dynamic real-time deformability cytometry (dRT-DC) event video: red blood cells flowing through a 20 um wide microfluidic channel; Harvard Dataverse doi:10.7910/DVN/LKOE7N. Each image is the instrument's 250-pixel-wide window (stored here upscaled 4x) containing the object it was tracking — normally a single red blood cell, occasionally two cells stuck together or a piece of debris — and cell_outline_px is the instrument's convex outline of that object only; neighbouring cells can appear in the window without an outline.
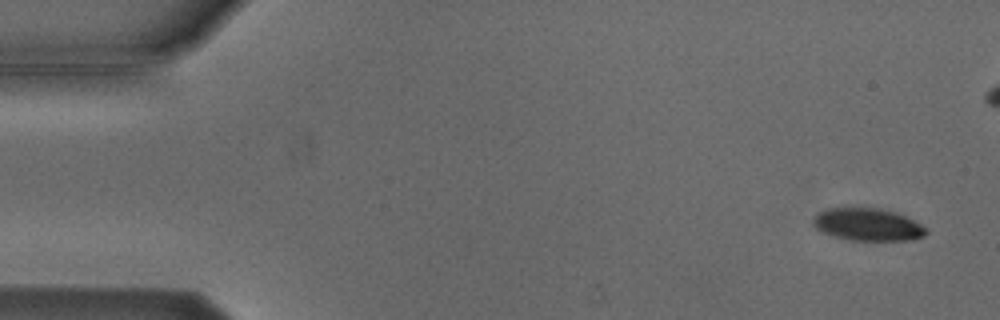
{"species": "Egyptian fruit bat (a non-hibernating species)", "species_latin": "Rousettus aegyptiacus", "temperature_condition": "cold", "stored_images_in_passage": 6, "camera_frame_rate_fps": 3000, "um_per_image_px": 0.085, "animal": {"sex": "male"}, "frame": {"image": 1, "passage_image": 1, "time_ms": 0.0, "image_size_px": [1000, 320], "cell_outline_px": [[928, 232], [924, 236], [912, 240], [848, 240], [832, 236], [820, 232], [812, 224], [812, 220], [820, 212], [828, 208], [880, 208], [896, 212], [928, 228]], "centroid_in_image_um": [73.75, 19.1], "position_along_channel_um": 11.2, "area_um2": 21.44}}